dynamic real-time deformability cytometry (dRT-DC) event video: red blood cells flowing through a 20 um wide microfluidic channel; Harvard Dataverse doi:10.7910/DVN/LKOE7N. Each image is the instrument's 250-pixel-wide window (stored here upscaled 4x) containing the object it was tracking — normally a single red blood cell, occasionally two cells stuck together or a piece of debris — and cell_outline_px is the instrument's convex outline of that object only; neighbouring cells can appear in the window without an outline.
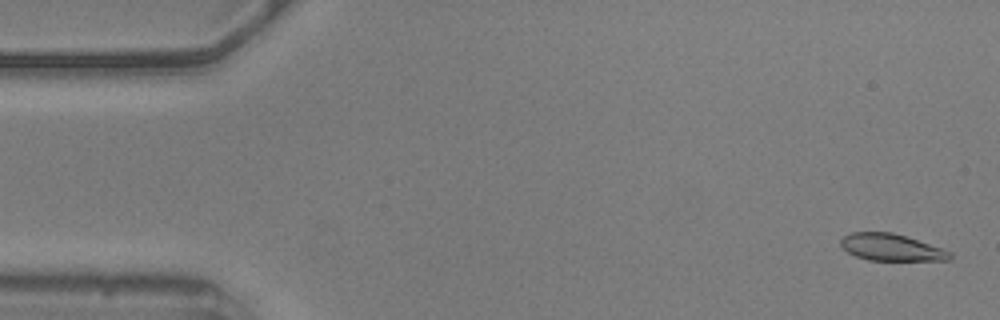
{"species": "common noctule bat (a hibernating species)", "species_latin": "Nyctalus noctula", "temperature_condition": "warm", "stored_images_in_passage": 56, "camera_frame_rate_fps": 3000, "um_per_image_px": 0.085, "animal": {"sex": "male", "body_mass_g": 20.5, "forearm_length_mm": 52.5}, "frame": {"image": 1, "passage_image": 2, "time_ms": 0.333, "image_size_px": [1000, 320], "cell_outline_px": [[952, 256], [948, 260], [868, 260], [856, 256], [848, 252], [840, 244], [840, 240], [844, 236], [852, 232], [892, 232], [944, 248], [952, 252]], "centroid_in_image_um": [75.78, 21.02], "position_along_channel_um": 9.2, "area_um2": 17.05}}
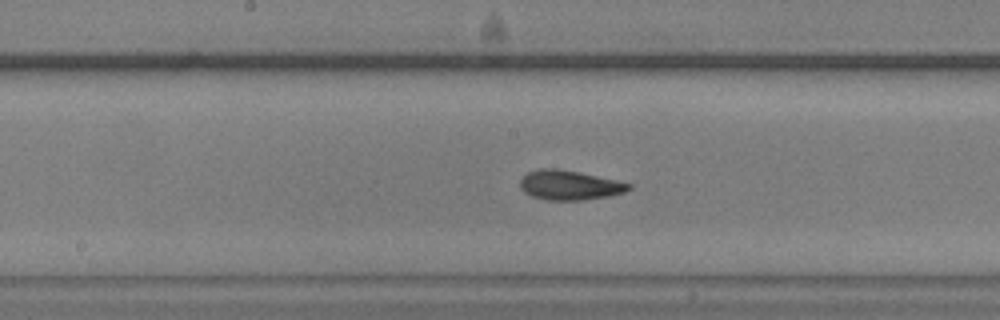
{"frame": {"image": 2, "passage_image": 28, "time_ms": 9.0, "image_size_px": [1000, 320], "cell_outline_px": [[632, 188], [624, 192], [608, 196], [584, 200], [544, 200], [532, 196], [524, 192], [520, 188], [520, 180], [528, 172], [540, 168], [556, 168], [580, 172], [616, 180], [632, 184]], "centroid_in_image_um": [48.4, 15.74], "position_along_channel_um": 199.8, "area_um2": 18.79}}
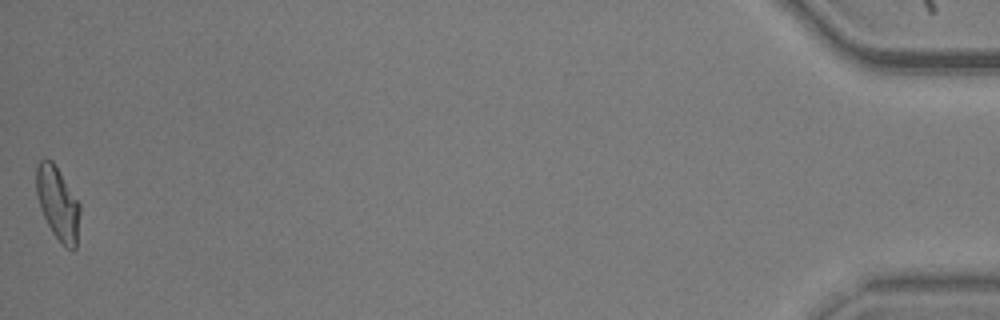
{"frame": {"image": 3, "passage_image": 56, "time_ms": 18.333, "image_size_px": [1000, 320], "cell_outline_px": [[80, 212], [76, 248], [68, 248], [60, 244], [52, 232], [40, 208], [36, 192], [36, 164], [44, 156], [52, 160], [80, 204]], "centroid_in_image_um": [4.89, 17.26], "position_along_channel_um": 430.3, "area_um2": 18.61}, "authors_computed_cell_mechanics": {"area_um2": 18.3804, "velocity_mm_per_s": 3.588, "shape_relaxation_time_tau1_ms": 2.8899, "shape_relaxation_time_tau2_ms": 2.3142, "deformation_change_tau1": 0.1402, "deformation_change_tau2": 0.0756}}